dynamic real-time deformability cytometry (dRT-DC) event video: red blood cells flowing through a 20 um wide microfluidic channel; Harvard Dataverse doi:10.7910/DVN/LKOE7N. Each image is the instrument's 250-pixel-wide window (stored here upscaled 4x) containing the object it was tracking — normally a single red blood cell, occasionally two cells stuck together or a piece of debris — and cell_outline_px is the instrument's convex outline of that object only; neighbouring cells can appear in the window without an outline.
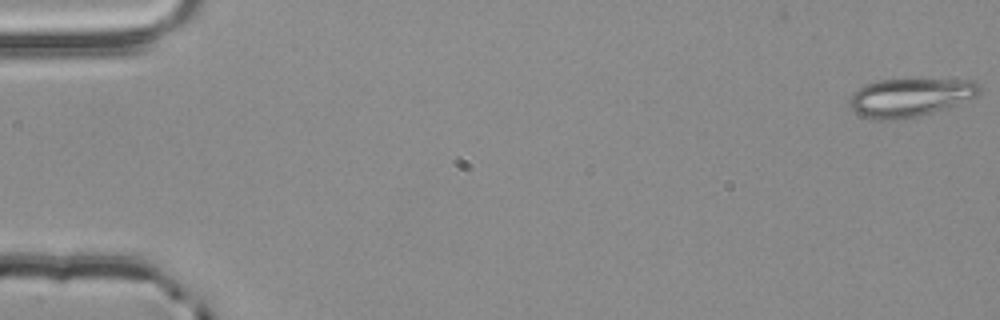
{"species": "common noctule bat (a hibernating species)", "species_latin": "Nyctalus noctula", "temperature_condition": "room temperature", "stored_images_in_passage": 3, "camera_frame_rate_fps": 3000, "um_per_image_px": 0.085, "animal": {"sex": "male", "body_mass_g": 20.4}, "frame": {"image": 1, "passage_image": 1, "time_ms": 0.0, "image_size_px": [1000, 320], "cell_outline_px": [[980, 92], [976, 96], [932, 112], [920, 116], [904, 120], [868, 120], [860, 116], [848, 104], [848, 100], [864, 84], [880, 80], [972, 80], [980, 84]], "centroid_in_image_um": [77.3, 8.31], "position_along_channel_um": 7.7, "area_um2": 28.84}}